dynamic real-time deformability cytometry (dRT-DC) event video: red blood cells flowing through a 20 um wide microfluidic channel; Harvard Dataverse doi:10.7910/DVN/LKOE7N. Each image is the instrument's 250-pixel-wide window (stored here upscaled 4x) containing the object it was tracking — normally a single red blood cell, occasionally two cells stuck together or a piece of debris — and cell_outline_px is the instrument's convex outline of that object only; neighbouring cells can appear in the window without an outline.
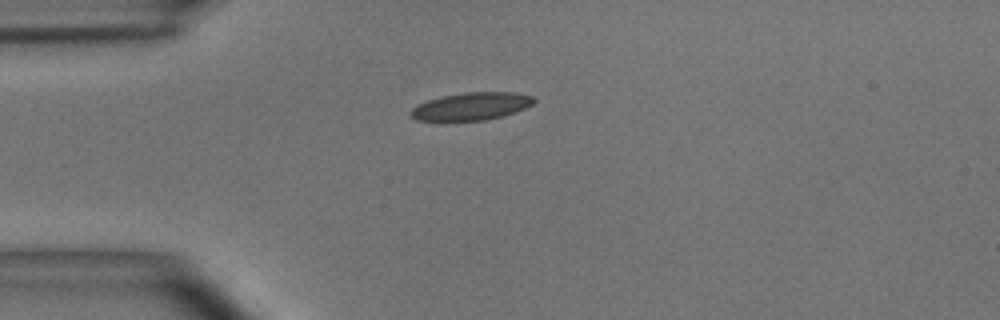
{"species": "common noctule bat (a hibernating species)", "species_latin": "Nyctalus noctula", "temperature_condition": "room temperature", "stored_images_in_passage": 5, "camera_frame_rate_fps": 3000, "um_per_image_px": 0.085, "animal": {"sex": "male", "body_mass_g": 15.6}, "frame": {"image": 1, "passage_image": 1, "time_ms": 0.0, "image_size_px": [1000, 320], "cell_outline_px": [[536, 100], [532, 104], [516, 112], [484, 120], [440, 124], [416, 120], [408, 112], [412, 108], [428, 100], [444, 96], [464, 92], [512, 92], [532, 96]], "centroid_in_image_um": [39.97, 9.09], "position_along_channel_um": 45.0, "area_um2": 20.46}}
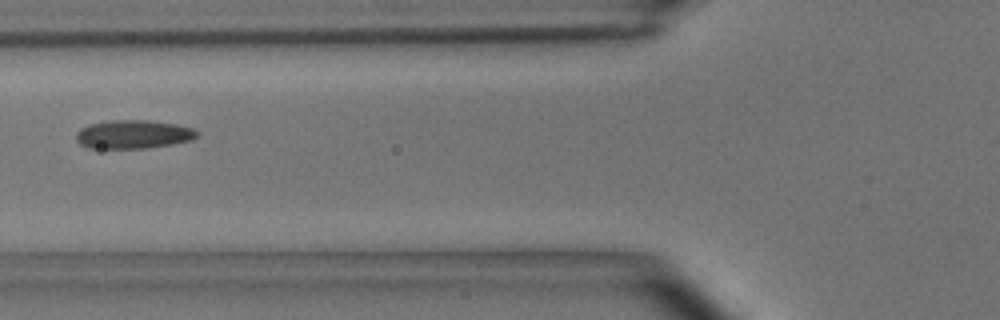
{"frame": {"image": 2, "passage_image": 3, "time_ms": 0.667, "image_size_px": [1000, 320], "cell_outline_px": [[200, 136], [192, 140], [172, 144], [148, 148], [88, 148], [80, 144], [76, 140], [76, 132], [80, 128], [88, 124], [112, 120], [148, 120], [176, 124], [192, 128], [200, 132]], "centroid_in_image_um": [11.35, 11.42], "position_along_channel_um": 114.5, "area_um2": 20.35}}